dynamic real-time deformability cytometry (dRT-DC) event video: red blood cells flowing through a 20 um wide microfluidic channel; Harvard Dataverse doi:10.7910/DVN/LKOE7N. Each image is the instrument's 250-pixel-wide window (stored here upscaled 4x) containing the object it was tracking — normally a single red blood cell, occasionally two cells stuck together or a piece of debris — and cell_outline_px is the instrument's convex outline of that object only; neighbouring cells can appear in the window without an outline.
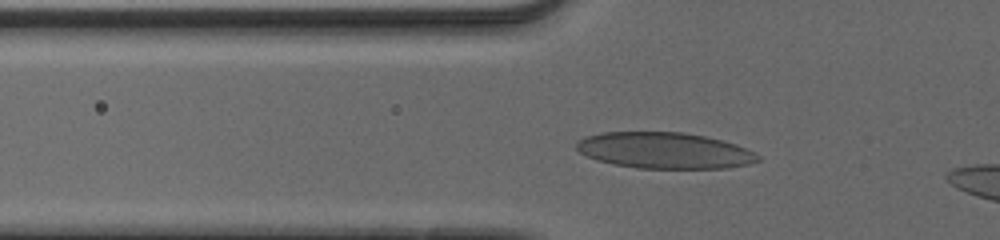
{"species": "human", "species_latin": "Homo sapiens", "temperature_condition": "cold", "stored_images_in_passage": 32, "camera_frame_rate_fps": 3000, "um_per_image_px": 0.085, "donor": {"sex": "male"}, "frame": {"image": 1, "passage_image": 2, "time_ms": 0.333, "image_size_px": [1000, 240], "cell_outline_px": [[760, 160], [748, 164], [724, 168], [636, 168], [596, 160], [580, 152], [576, 148], [576, 140], [588, 136], [604, 132], [680, 132], [704, 136], [724, 140], [736, 144], [760, 156]], "centroid_in_image_um": [56.47, 12.79], "position_along_channel_um": 69.3, "area_um2": 37.97}}
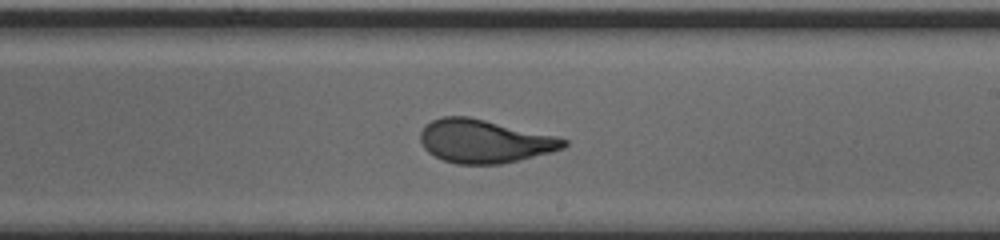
{"frame": {"image": 2, "passage_image": 16, "time_ms": 5.0, "image_size_px": [1000, 240], "cell_outline_px": [[568, 144], [564, 148], [552, 152], [520, 160], [500, 164], [456, 164], [444, 160], [428, 152], [424, 148], [420, 140], [420, 132], [424, 124], [440, 116], [468, 116], [556, 136], [568, 140]], "centroid_in_image_um": [41.16, 12.0], "position_along_channel_um": 247.8, "area_um2": 36.3}}
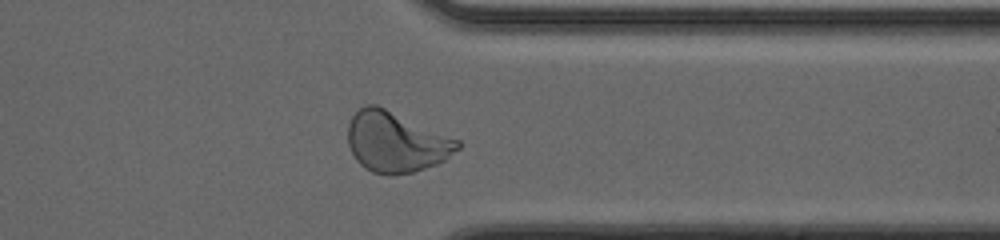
{"frame": {"image": 3, "passage_image": 26, "time_ms": 8.333, "image_size_px": [1000, 240], "cell_outline_px": [[460, 148], [444, 160], [436, 164], [412, 172], [392, 176], [388, 176], [372, 172], [364, 168], [356, 160], [348, 144], [348, 124], [352, 116], [360, 108], [368, 104], [376, 104], [460, 140]], "centroid_in_image_um": [33.65, 12.08], "position_along_channel_um": 377.8, "area_um2": 38.61}}